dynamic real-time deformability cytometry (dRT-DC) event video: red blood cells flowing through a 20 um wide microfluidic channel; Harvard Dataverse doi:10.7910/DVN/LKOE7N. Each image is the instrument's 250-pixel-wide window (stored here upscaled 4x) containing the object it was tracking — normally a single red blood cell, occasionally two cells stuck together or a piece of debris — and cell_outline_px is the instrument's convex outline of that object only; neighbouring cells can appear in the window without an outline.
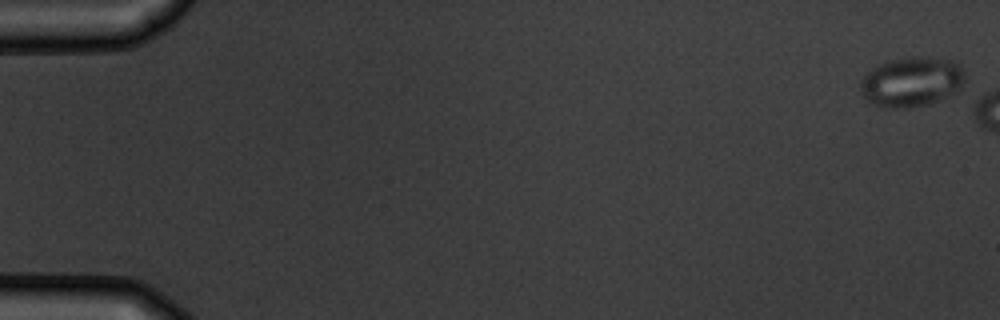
{"species": "common noctule bat (a hibernating species)", "species_latin": "Nyctalus noctula", "temperature_condition": "warm", "stored_images_in_passage": 10, "camera_frame_rate_fps": 3000, "um_per_image_px": 0.085, "animal": {"sex": "male", "body_mass_g": 19.5, "forearm_length_mm": 54.6}, "frame": {"image": 1, "passage_image": 1, "time_ms": 0.0, "image_size_px": [1000, 320], "cell_outline_px": [[964, 80], [960, 88], [952, 96], [928, 104], [908, 108], [892, 108], [876, 104], [868, 100], [864, 96], [860, 88], [860, 80], [872, 68], [888, 60], [912, 56], [924, 56], [948, 60], [960, 64], [964, 72]], "centroid_in_image_um": [77.51, 6.94], "position_along_channel_um": 7.5, "area_um2": 30.4}}